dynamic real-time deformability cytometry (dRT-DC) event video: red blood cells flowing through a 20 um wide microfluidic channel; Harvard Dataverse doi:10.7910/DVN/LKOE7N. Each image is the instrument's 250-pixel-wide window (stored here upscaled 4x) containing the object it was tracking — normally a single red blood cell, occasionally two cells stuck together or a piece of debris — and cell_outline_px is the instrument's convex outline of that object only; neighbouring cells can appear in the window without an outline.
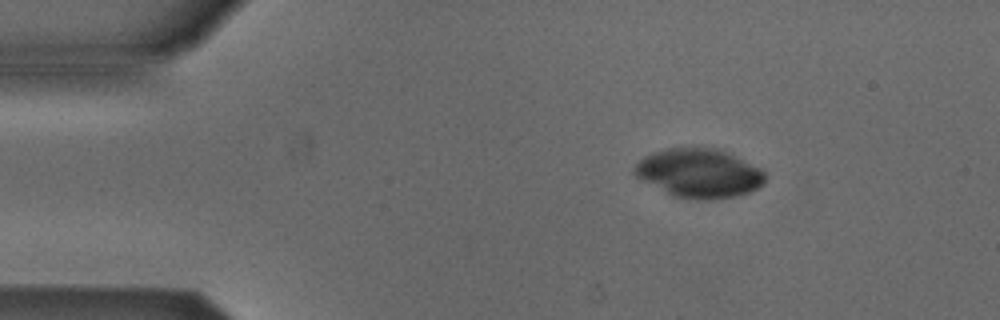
{"species": "Egyptian fruit bat (a non-hibernating species)", "species_latin": "Rousettus aegyptiacus", "temperature_condition": "cold", "stored_images_in_passage": 3, "camera_frame_rate_fps": 3000, "um_per_image_px": 0.085, "animal": {"sex": "male"}, "frame": {"image": 1, "passage_image": 1, "time_ms": 0.0, "image_size_px": [1000, 320], "cell_outline_px": [[764, 184], [748, 192], [736, 196], [712, 200], [696, 200], [672, 196], [636, 176], [632, 172], [632, 168], [644, 156], [652, 152], [668, 148], [716, 148], [728, 152], [760, 168], [764, 172]], "centroid_in_image_um": [59.41, 14.73], "position_along_channel_um": 25.6, "area_um2": 37.22}}